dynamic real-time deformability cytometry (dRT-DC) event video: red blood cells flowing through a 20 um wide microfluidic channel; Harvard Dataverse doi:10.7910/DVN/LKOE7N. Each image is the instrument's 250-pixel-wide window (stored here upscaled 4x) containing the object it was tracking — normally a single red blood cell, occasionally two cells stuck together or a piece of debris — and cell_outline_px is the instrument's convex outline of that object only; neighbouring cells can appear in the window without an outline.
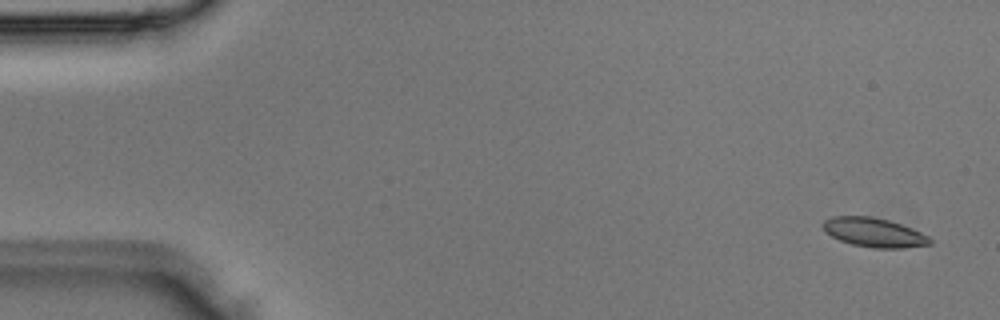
{"species": "Egyptian fruit bat (a non-hibernating species)", "species_latin": "Rousettus aegyptiacus", "temperature_condition": "room temperature", "stored_images_in_passage": 3, "camera_frame_rate_fps": 3000, "um_per_image_px": 0.085, "animal": {"sex": "male"}, "frame": {"image": 1, "passage_image": 1, "time_ms": 0.0, "image_size_px": [1000, 320], "cell_outline_px": [[932, 244], [900, 248], [872, 248], [852, 244], [840, 240], [824, 232], [824, 220], [832, 216], [872, 216], [888, 220], [900, 224], [920, 232], [928, 236], [932, 240]], "centroid_in_image_um": [74.28, 19.76], "position_along_channel_um": 10.7, "area_um2": 18.03}}
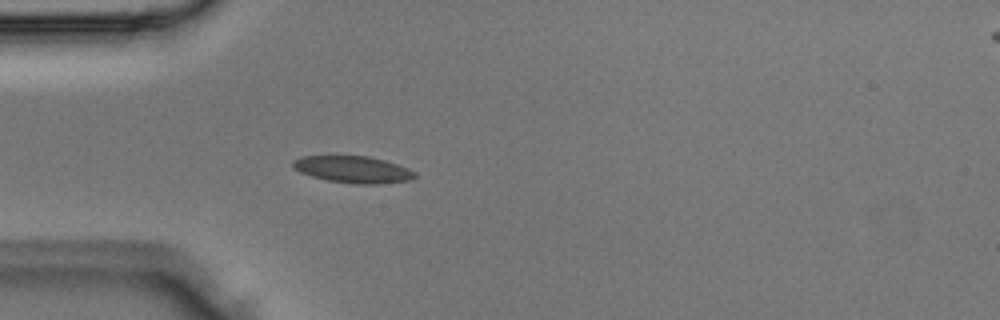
{"frame": {"image": 2, "passage_image": 3, "time_ms": 0.667, "image_size_px": [1000, 320], "cell_outline_px": [[416, 176], [408, 180], [380, 184], [356, 184], [328, 180], [312, 176], [300, 172], [292, 164], [292, 160], [300, 156], [368, 156], [384, 160], [408, 168], [416, 172]], "centroid_in_image_um": [30.01, 14.4], "position_along_channel_um": 55.0, "area_um2": 18.9}}